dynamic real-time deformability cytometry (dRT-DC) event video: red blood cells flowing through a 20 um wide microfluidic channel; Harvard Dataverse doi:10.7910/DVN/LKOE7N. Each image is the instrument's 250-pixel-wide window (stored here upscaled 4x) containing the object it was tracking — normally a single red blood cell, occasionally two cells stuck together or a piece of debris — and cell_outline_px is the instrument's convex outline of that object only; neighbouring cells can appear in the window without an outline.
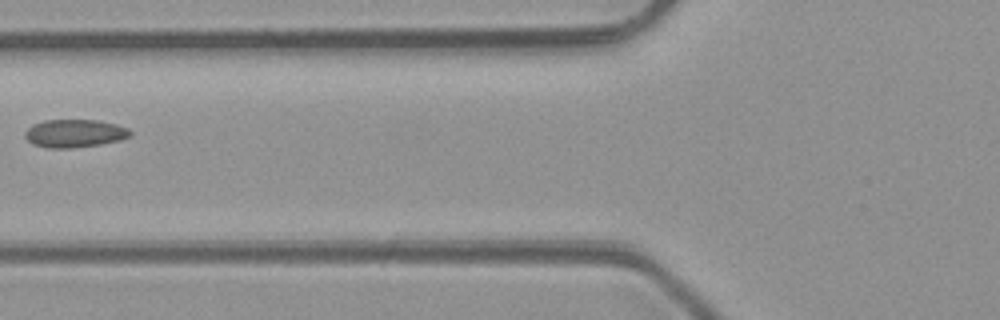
{"species": "common noctule bat (a hibernating species)", "species_latin": "Nyctalus noctula", "temperature_condition": "room temperature", "stored_images_in_passage": 2, "camera_frame_rate_fps": 3000, "um_per_image_px": 0.085, "animal": {"sex": "male", "body_mass_g": 23.1, "forearm_length_mm": 52.7}, "frame": {"image": 1, "passage_image": 2, "time_ms": 1.0, "image_size_px": [1000, 320], "cell_outline_px": [[132, 136], [120, 140], [100, 144], [72, 148], [48, 148], [32, 144], [24, 136], [24, 132], [32, 124], [44, 120], [96, 120], [116, 124], [128, 128], [132, 132]], "centroid_in_image_um": [6.34, 11.34], "position_along_channel_um": 119.5, "area_um2": 17.28}}